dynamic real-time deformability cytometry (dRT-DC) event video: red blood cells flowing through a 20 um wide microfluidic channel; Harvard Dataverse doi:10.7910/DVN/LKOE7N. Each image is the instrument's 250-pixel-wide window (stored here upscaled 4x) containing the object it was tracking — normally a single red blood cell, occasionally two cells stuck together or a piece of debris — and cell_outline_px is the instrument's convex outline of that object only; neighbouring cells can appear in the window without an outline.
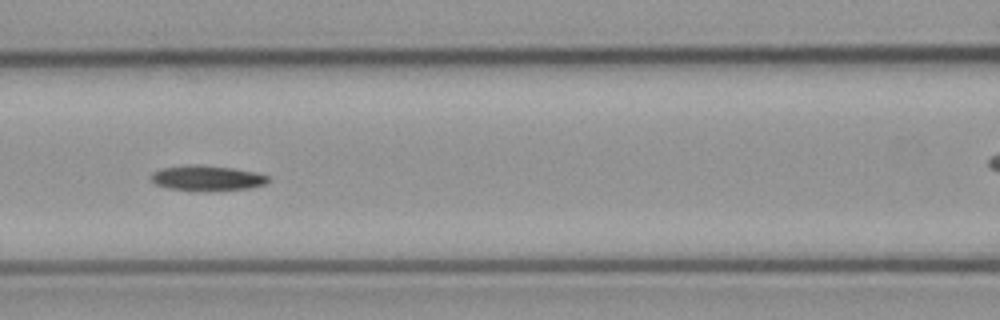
{"species": "common noctule bat (a hibernating species)", "species_latin": "Nyctalus noctula", "temperature_condition": "cold", "stored_images_in_passage": 8, "segment_of_instrument_passage": [1, 2], "camera_frame_rate_fps": 3000, "um_per_image_px": 0.085, "animal": {"sex": "male", "body_mass_g": 23.1, "forearm_length_mm": 52.7}, "frame": {"image": 1, "passage_image": 5, "time_ms": 5.667, "image_size_px": [1000, 320], "cell_outline_px": [[272, 180], [264, 184], [248, 188], [196, 192], [168, 188], [156, 184], [152, 180], [152, 172], [160, 168], [188, 164], [196, 164], [232, 168], [256, 172], [268, 176]], "centroid_in_image_um": [17.58, 15.14], "position_along_channel_um": 149.0, "area_um2": 17.46}}
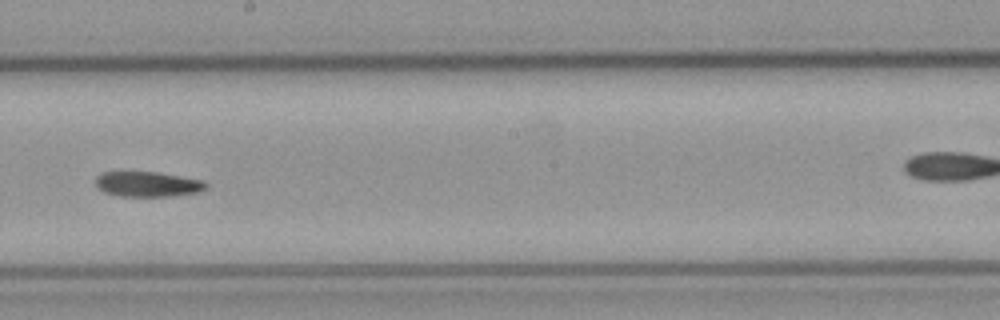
{"frame": {"image": 2, "passage_image": 7, "time_ms": 8.0, "image_size_px": [1000, 320], "cell_outline_px": [[208, 188], [196, 192], [172, 196], [120, 196], [104, 192], [96, 184], [96, 176], [104, 172], [124, 168], [160, 172], [204, 180], [208, 184]], "centroid_in_image_um": [12.52, 15.59], "position_along_channel_um": 235.7, "area_um2": 16.99}}